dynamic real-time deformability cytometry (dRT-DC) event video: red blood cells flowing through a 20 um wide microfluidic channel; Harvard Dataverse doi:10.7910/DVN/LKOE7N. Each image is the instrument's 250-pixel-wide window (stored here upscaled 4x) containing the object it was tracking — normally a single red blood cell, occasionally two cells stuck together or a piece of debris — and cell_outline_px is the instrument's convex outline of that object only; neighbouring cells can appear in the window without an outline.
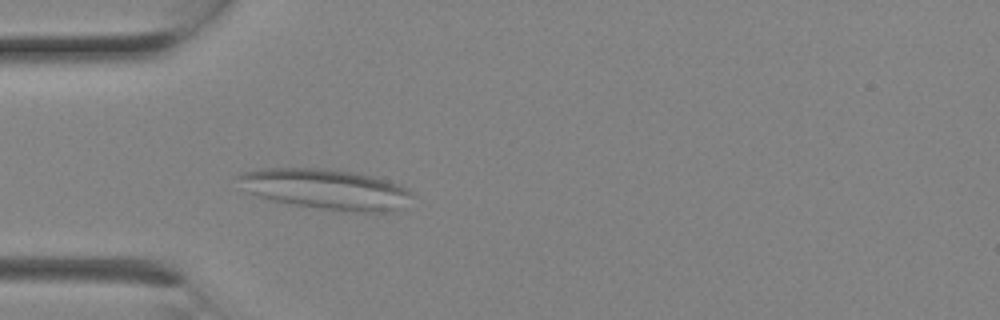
{"species": "Egyptian fruit bat (a non-hibernating species)", "species_latin": "Rousettus aegyptiacus", "temperature_condition": "room temperature", "stored_images_in_passage": 2, "camera_frame_rate_fps": 3000, "um_per_image_px": 0.085, "animal": {"sex": "female"}, "frame": {"image": 1, "passage_image": 2, "time_ms": 0.333, "image_size_px": [1000, 320], "cell_outline_px": [[416, 196], [396, 208], [384, 212], [360, 212], [320, 208], [292, 204], [272, 200], [248, 192], [232, 176], [244, 172], [260, 168], [324, 168], [352, 172], [372, 176], [388, 180], [400, 184], [408, 188]], "centroid_in_image_um": [27.68, 16.06], "position_along_channel_um": 57.3, "area_um2": 40.81}}